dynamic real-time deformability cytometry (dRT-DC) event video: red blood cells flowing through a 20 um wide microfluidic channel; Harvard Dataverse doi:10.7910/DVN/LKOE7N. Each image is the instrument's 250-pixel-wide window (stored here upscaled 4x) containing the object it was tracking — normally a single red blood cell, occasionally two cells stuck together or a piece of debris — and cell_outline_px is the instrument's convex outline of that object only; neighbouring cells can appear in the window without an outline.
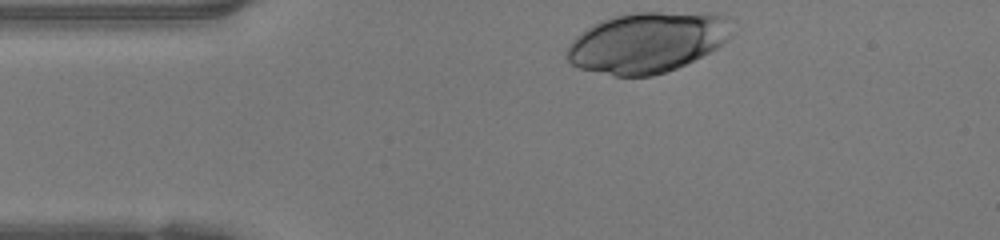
{"species": "human", "species_latin": "Homo sapiens", "temperature_condition": "warm", "stored_images_in_passage": 31, "camera_frame_rate_fps": 3000, "um_per_image_px": 0.085, "donor": {"sex": "female"}, "frame": {"image": 1, "passage_image": 1, "time_ms": 0.0, "image_size_px": [1000, 240], "cell_outline_px": [[732, 36], [728, 40], [716, 48], [676, 68], [652, 76], [616, 76], [580, 68], [572, 64], [564, 56], [564, 52], [568, 44], [576, 36], [592, 24], [600, 20], [616, 16], [636, 12], [712, 12], [728, 16]], "centroid_in_image_um": [55.01, 3.58], "position_along_channel_um": 30.0, "area_um2": 58.44}}
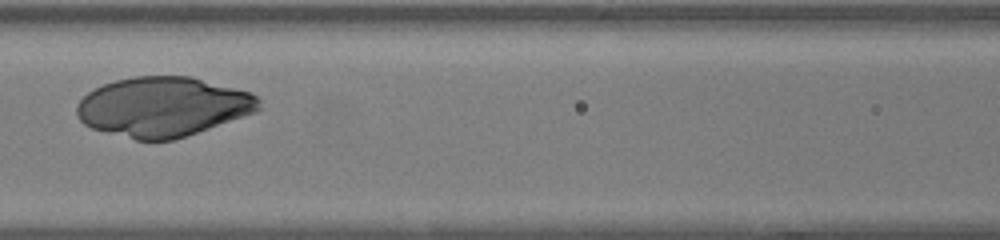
{"frame": {"image": 2, "passage_image": 13, "time_ms": 4.0, "image_size_px": [1000, 240], "cell_outline_px": [[260, 108], [256, 112], [172, 140], [136, 140], [92, 128], [84, 124], [76, 116], [76, 104], [88, 92], [104, 84], [116, 80], [136, 76], [188, 76], [252, 92], [260, 100]], "centroid_in_image_um": [13.84, 9.07], "position_along_channel_um": 152.8, "area_um2": 62.89}}
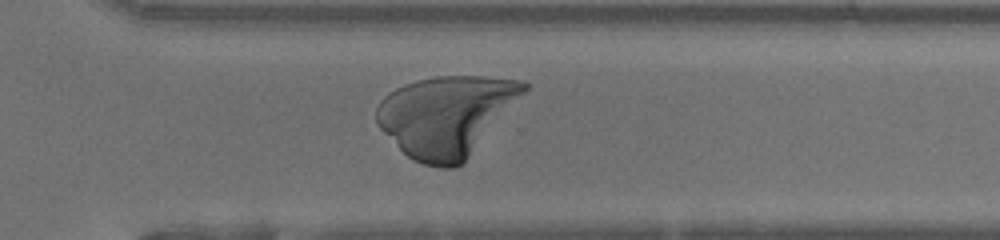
{"frame": {"image": 3, "passage_image": 26, "time_ms": 8.333, "image_size_px": [1000, 240], "cell_outline_px": [[528, 88], [464, 160], [456, 168], [440, 168], [424, 164], [408, 156], [376, 124], [376, 108], [380, 100], [384, 96], [396, 88], [404, 84], [416, 80], [436, 76], [484, 76], [520, 80], [528, 84]], "centroid_in_image_um": [37.88, 9.81], "position_along_channel_um": 332.7, "area_um2": 67.74}}